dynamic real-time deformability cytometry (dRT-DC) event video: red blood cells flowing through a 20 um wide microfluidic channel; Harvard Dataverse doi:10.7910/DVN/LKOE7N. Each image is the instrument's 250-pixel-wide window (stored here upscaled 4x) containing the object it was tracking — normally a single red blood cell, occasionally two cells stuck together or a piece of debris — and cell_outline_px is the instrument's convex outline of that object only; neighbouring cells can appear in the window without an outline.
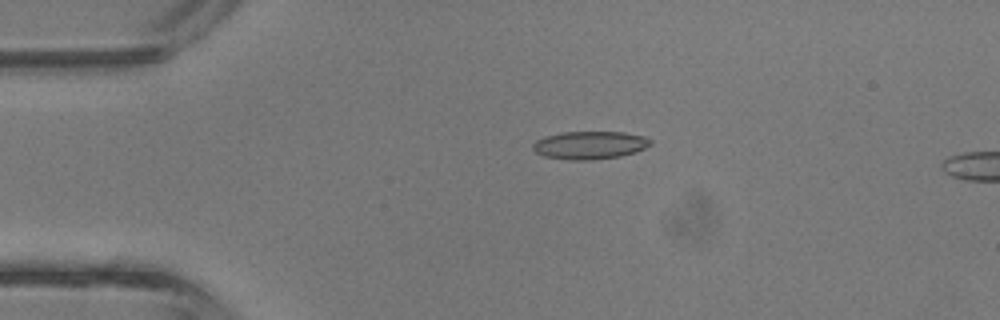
{"species": "common noctule bat (a hibernating species)", "species_latin": "Nyctalus noctula", "temperature_condition": "room temperature", "stored_images_in_passage": 12, "camera_frame_rate_fps": 3000, "um_per_image_px": 0.085, "animal": {"sex": "male", "body_mass_g": 13.3}, "frame": {"image": 1, "passage_image": 9, "time_ms": 2.667, "image_size_px": [1000, 320], "cell_outline_px": [[652, 144], [636, 152], [620, 156], [592, 160], [568, 160], [544, 156], [536, 152], [532, 148], [532, 144], [536, 140], [544, 136], [560, 132], [624, 132], [644, 136], [652, 140]], "centroid_in_image_um": [50.12, 12.33], "position_along_channel_um": 34.9, "area_um2": 19.31}}